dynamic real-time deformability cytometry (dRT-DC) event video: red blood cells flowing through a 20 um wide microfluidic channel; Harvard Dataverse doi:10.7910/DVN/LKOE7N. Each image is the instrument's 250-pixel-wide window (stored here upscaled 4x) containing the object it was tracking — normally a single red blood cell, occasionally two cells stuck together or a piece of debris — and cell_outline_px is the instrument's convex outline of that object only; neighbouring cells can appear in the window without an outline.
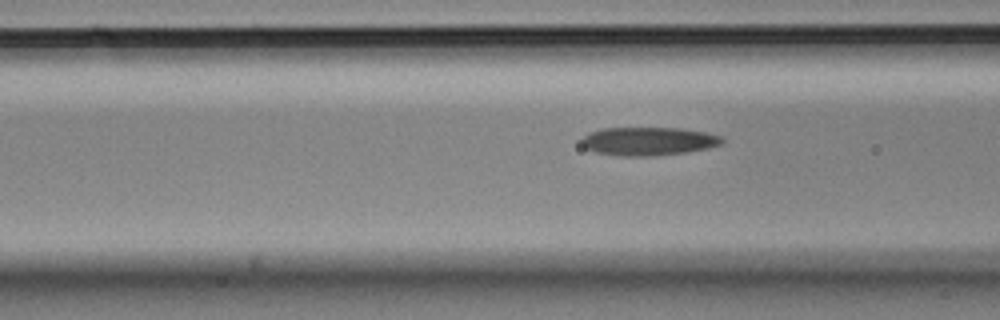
{"species": "Egyptian fruit bat (a non-hibernating species)", "species_latin": "Rousettus aegyptiacus", "temperature_condition": "cold", "stored_images_in_passage": 12, "camera_frame_rate_fps": 3000, "um_per_image_px": 0.085, "animal": {"sex": "male"}, "frame": {"image": 1, "passage_image": 3, "time_ms": 0.667, "image_size_px": [1000, 320], "cell_outline_px": [[724, 140], [720, 144], [708, 148], [688, 152], [652, 156], [624, 156], [596, 152], [584, 148], [580, 140], [588, 132], [604, 128], [680, 128], [704, 132], [720, 136]], "centroid_in_image_um": [55.08, 12.0], "position_along_channel_um": 111.5, "area_um2": 23.18}}
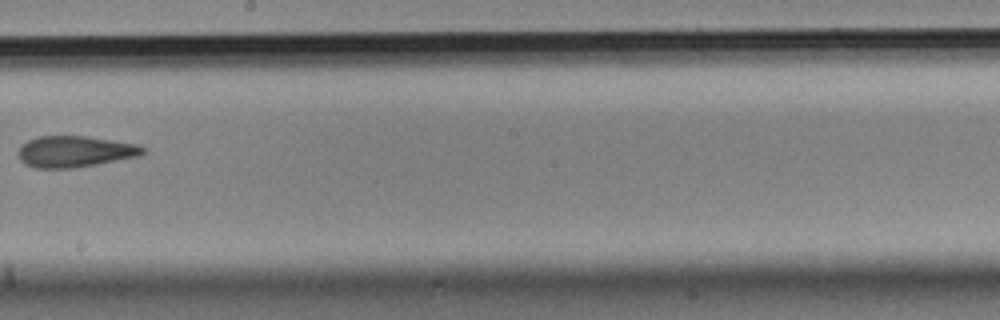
{"frame": {"image": 2, "passage_image": 6, "time_ms": 1.667, "image_size_px": [1000, 320], "cell_outline_px": [[148, 152], [140, 156], [76, 168], [36, 168], [24, 164], [20, 160], [16, 152], [20, 144], [36, 136], [88, 136], [136, 144], [148, 148]], "centroid_in_image_um": [6.36, 12.88], "position_along_channel_um": 241.8, "area_um2": 23.18}}
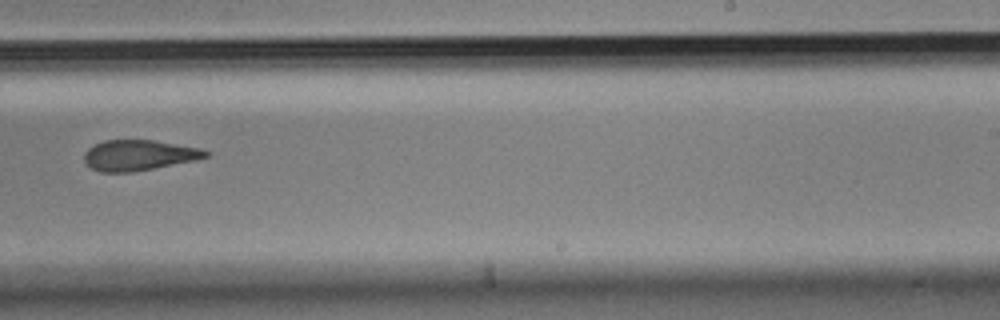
{"frame": {"image": 3, "passage_image": 7, "time_ms": 2.0, "image_size_px": [1000, 320], "cell_outline_px": [[212, 152], [208, 156], [196, 160], [132, 172], [100, 172], [92, 168], [84, 160], [84, 152], [88, 148], [104, 140], [152, 140], [200, 148]], "centroid_in_image_um": [11.81, 13.19], "position_along_channel_um": 277.2, "area_um2": 21.5}}